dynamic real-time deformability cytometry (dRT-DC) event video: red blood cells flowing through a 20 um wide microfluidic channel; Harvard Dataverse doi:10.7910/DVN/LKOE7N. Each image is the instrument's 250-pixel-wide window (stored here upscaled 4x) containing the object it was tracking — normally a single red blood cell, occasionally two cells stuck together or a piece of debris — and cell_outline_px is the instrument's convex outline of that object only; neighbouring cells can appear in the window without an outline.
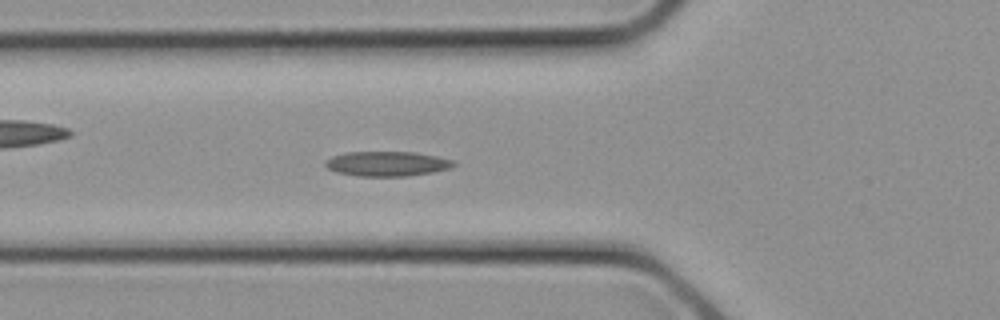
{"species": "common noctule bat (a hibernating species)", "species_latin": "Nyctalus noctula", "temperature_condition": "cold", "stored_images_in_passage": 28, "camera_frame_rate_fps": 3000, "um_per_image_px": 0.085, "animal": {"sex": "female", "body_mass_g": 21.9}, "frame": {"image": 1, "passage_image": 9, "time_ms": 2.667, "image_size_px": [1000, 320], "cell_outline_px": [[456, 164], [452, 168], [432, 172], [408, 176], [356, 176], [336, 172], [328, 168], [324, 164], [324, 160], [332, 156], [344, 152], [416, 152], [436, 156], [452, 160]], "centroid_in_image_um": [32.87, 13.92], "position_along_channel_um": 92.9, "area_um2": 18.67}}
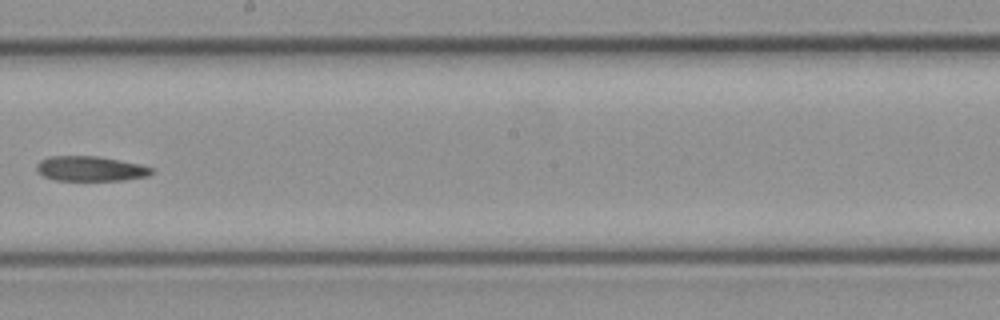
{"frame": {"image": 2, "passage_image": 15, "time_ms": 4.667, "image_size_px": [1000, 320], "cell_outline_px": [[156, 168], [148, 176], [124, 180], [56, 180], [44, 176], [36, 172], [36, 164], [40, 160], [48, 156], [100, 156], [140, 164]], "centroid_in_image_um": [7.69, 14.33], "position_along_channel_um": 240.5, "area_um2": 16.88}}
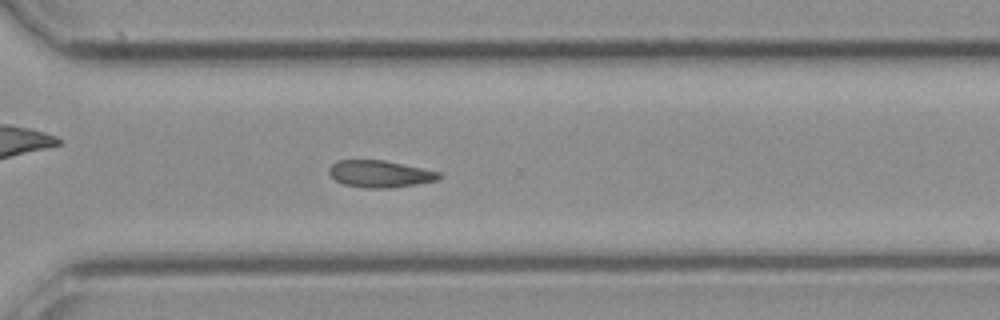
{"frame": {"image": 3, "passage_image": 19, "time_ms": 6.0, "image_size_px": [1000, 320], "cell_outline_px": [[440, 176], [436, 180], [416, 184], [388, 188], [368, 188], [344, 184], [336, 180], [328, 172], [328, 168], [336, 160], [384, 160], [440, 172]], "centroid_in_image_um": [32.25, 14.77], "position_along_channel_um": 338.3, "area_um2": 17.05}}